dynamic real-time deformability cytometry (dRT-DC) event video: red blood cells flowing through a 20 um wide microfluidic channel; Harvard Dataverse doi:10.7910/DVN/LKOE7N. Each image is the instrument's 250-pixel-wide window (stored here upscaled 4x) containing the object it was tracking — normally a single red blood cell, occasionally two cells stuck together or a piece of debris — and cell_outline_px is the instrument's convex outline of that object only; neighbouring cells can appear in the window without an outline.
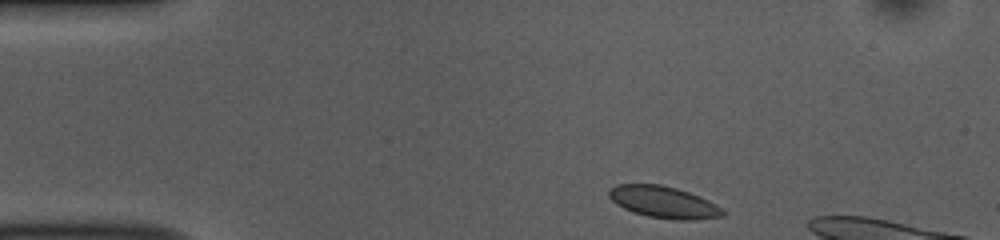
{"species": "common noctule bat (a hibernating species)", "species_latin": "Nyctalus noctula", "temperature_condition": "room temperature", "stored_images_in_passage": 40, "camera_frame_rate_fps": 3000, "um_per_image_px": 0.085, "animal": {"sex": "female", "body_mass_g": 10.0, "forearm_length_mm": 53.1}, "frame": {"image": 1, "passage_image": 1, "time_ms": 0.0, "image_size_px": [1000, 240], "cell_outline_px": [[724, 216], [696, 220], [676, 220], [648, 216], [632, 212], [616, 204], [608, 196], [608, 192], [616, 184], [660, 184], [676, 188], [688, 192], [708, 200], [716, 204], [724, 212]], "centroid_in_image_um": [56.4, 17.19], "position_along_channel_um": 28.6, "area_um2": 20.98}}
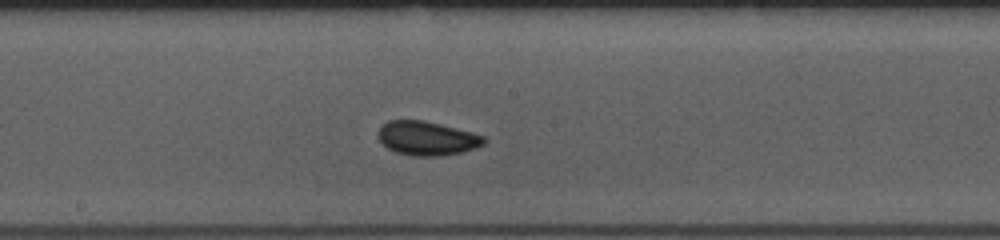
{"frame": {"image": 2, "passage_image": 20, "time_ms": 6.333, "image_size_px": [1000, 240], "cell_outline_px": [[488, 140], [484, 144], [476, 148], [460, 152], [440, 156], [412, 156], [396, 152], [388, 148], [380, 140], [380, 128], [388, 120], [424, 120], [472, 132], [484, 136]], "centroid_in_image_um": [36.34, 11.76], "position_along_channel_um": 211.9, "area_um2": 20.81}}
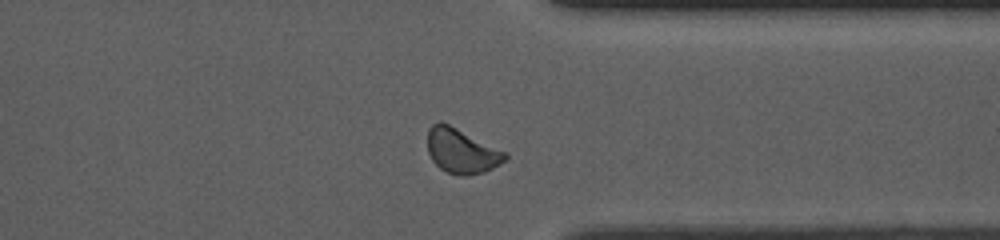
{"frame": {"image": 3, "passage_image": 33, "time_ms": 10.667, "image_size_px": [1000, 240], "cell_outline_px": [[508, 160], [484, 172], [468, 176], [456, 176], [440, 168], [432, 160], [428, 152], [428, 128], [432, 124], [440, 120], [508, 152]], "centroid_in_image_um": [39.26, 12.83], "position_along_channel_um": 372.1, "area_um2": 20.52}, "authors_computed_cell_mechanics": {"area_um2": 20.1144, "velocity_mm_per_s": 3.7499, "shape_relaxation_time_tau1_ms": 3.2267, "shape_relaxation_time_tau2_ms": 1.0507, "deformation_change_tau1": 0.0694, "deformation_change_tau2": 0.061}}